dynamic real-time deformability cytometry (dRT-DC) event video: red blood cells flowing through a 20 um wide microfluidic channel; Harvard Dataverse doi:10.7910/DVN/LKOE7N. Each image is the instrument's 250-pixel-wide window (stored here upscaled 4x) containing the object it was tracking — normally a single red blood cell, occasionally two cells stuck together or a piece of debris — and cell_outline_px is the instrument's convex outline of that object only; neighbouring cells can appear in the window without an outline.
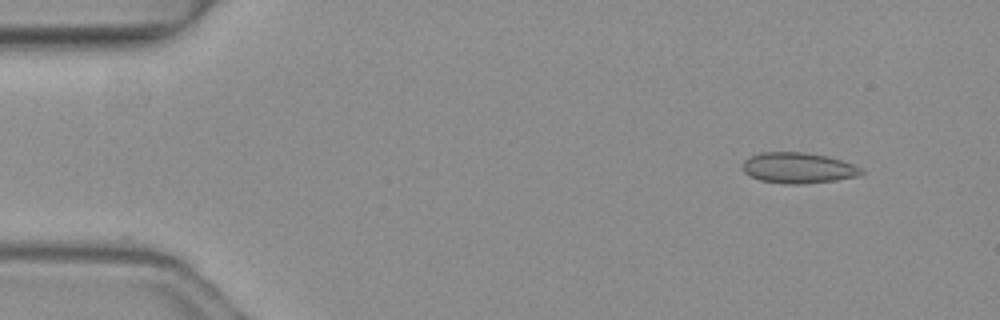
{"species": "common noctule bat (a hibernating species)", "species_latin": "Nyctalus noctula", "temperature_condition": "warm", "stored_images_in_passage": 5, "camera_frame_rate_fps": 3000, "um_per_image_px": 0.085, "animal": {"sex": "female", "body_mass_g": 19.3, "forearm_length_mm": 54.1}, "frame": {"image": 1, "passage_image": 2, "time_ms": 0.333, "image_size_px": [1000, 320], "cell_outline_px": [[864, 172], [860, 176], [836, 180], [804, 184], [784, 184], [760, 180], [744, 172], [744, 160], [748, 156], [760, 152], [804, 152], [828, 156], [852, 164], [860, 168]], "centroid_in_image_um": [67.85, 14.27], "position_along_channel_um": 17.2, "area_um2": 21.27}}
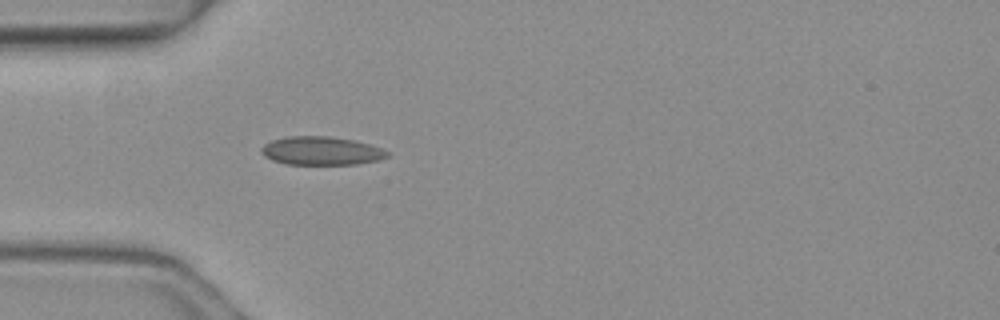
{"frame": {"image": 2, "passage_image": 5, "time_ms": 1.333, "image_size_px": [1000, 320], "cell_outline_px": [[388, 156], [380, 160], [356, 164], [284, 164], [272, 160], [264, 156], [260, 152], [260, 148], [264, 144], [272, 140], [284, 136], [328, 136], [352, 140], [368, 144], [380, 148], [388, 152]], "centroid_in_image_um": [27.25, 12.82], "position_along_channel_um": 57.7, "area_um2": 20.87}}